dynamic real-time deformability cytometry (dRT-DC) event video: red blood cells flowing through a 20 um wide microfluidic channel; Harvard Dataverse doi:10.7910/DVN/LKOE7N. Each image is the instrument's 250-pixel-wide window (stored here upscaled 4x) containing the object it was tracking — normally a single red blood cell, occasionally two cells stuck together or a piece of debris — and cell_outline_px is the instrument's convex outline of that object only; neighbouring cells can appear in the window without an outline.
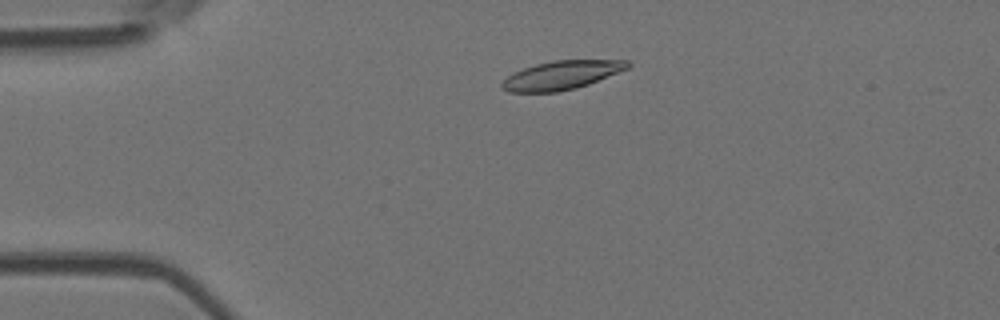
{"species": "Egyptian fruit bat (a non-hibernating species)", "species_latin": "Rousettus aegyptiacus", "temperature_condition": "room temperature", "stored_images_in_passage": 48, "camera_frame_rate_fps": 3000, "um_per_image_px": 0.085, "animal": {"sex": "female"}, "frame": {"image": 1, "passage_image": 6, "time_ms": 1.667, "image_size_px": [1000, 320], "cell_outline_px": [[632, 64], [628, 68], [588, 84], [576, 88], [556, 92], [508, 92], [500, 88], [500, 84], [512, 72], [536, 64], [552, 60], [628, 60]], "centroid_in_image_um": [47.7, 6.39], "position_along_channel_um": 37.3, "area_um2": 20.98}}
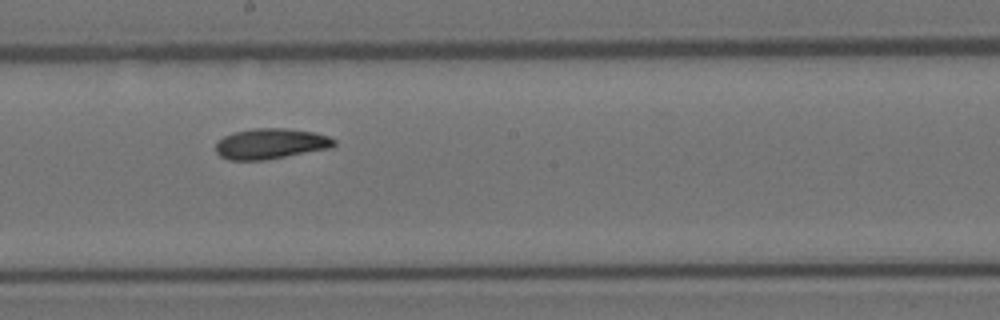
{"frame": {"image": 2, "passage_image": 24, "time_ms": 7.667, "image_size_px": [1000, 320], "cell_outline_px": [[336, 144], [332, 148], [264, 160], [228, 160], [220, 156], [216, 152], [216, 144], [224, 136], [232, 132], [252, 128], [284, 128], [312, 132], [328, 136], [336, 140]], "centroid_in_image_um": [23.0, 12.21], "position_along_channel_um": 225.2, "area_um2": 21.1}}
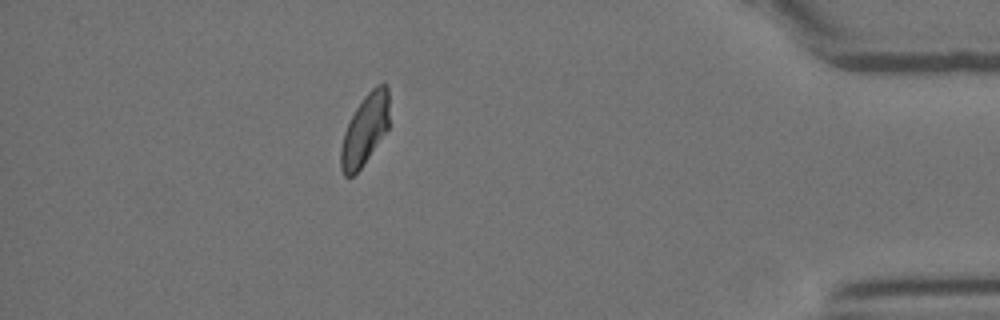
{"frame": {"image": 3, "passage_image": 42, "time_ms": 13.667, "image_size_px": [1000, 320], "cell_outline_px": [[388, 128], [360, 168], [352, 176], [344, 176], [340, 168], [340, 148], [344, 132], [356, 108], [364, 96], [376, 84], [388, 84]], "centroid_in_image_um": [31.0, 11.01], "position_along_channel_um": 404.2, "area_um2": 19.59}, "authors_computed_cell_mechanics": {"area_um2": 20.7791, "velocity_mm_per_s": 3.7395, "shape_relaxation_time_tau1_ms": 8.3814, "shape_relaxation_time_tau2_ms": 4.9016, "deformation_change_tau1": 0.1868, "deformation_change_tau2": 0.1089}}